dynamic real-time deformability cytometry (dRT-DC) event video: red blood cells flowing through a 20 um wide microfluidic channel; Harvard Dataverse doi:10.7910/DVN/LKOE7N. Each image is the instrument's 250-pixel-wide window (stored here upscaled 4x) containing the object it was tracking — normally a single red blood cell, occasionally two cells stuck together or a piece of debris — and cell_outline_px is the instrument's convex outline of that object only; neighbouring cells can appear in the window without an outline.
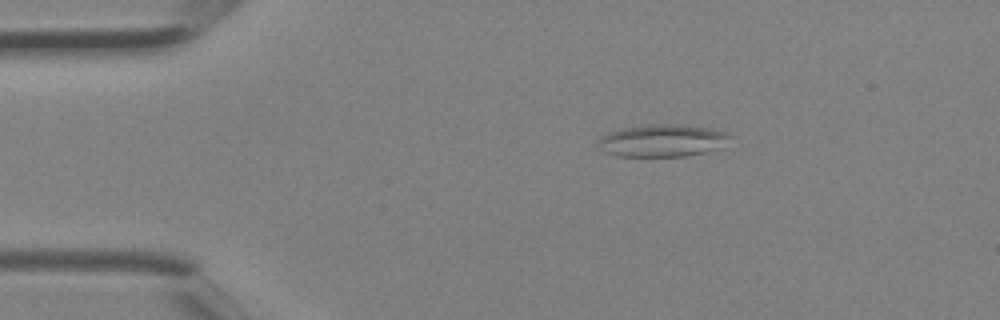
{"species": "Egyptian fruit bat (a non-hibernating species)", "species_latin": "Rousettus aegyptiacus", "temperature_condition": "room temperature", "stored_images_in_passage": 2, "camera_frame_rate_fps": 3000, "um_per_image_px": 0.085, "animal": {"sex": "female"}, "frame": {"image": 1, "passage_image": 1, "time_ms": 0.0, "image_size_px": [1000, 320], "cell_outline_px": [[732, 136], [720, 148], [704, 152], [684, 156], [616, 156], [604, 152], [596, 148], [596, 144], [600, 136], [608, 132], [624, 128], [648, 124], [676, 124], [708, 128], [724, 132]], "centroid_in_image_um": [56.21, 11.95], "position_along_channel_um": 28.8, "area_um2": 24.91}}